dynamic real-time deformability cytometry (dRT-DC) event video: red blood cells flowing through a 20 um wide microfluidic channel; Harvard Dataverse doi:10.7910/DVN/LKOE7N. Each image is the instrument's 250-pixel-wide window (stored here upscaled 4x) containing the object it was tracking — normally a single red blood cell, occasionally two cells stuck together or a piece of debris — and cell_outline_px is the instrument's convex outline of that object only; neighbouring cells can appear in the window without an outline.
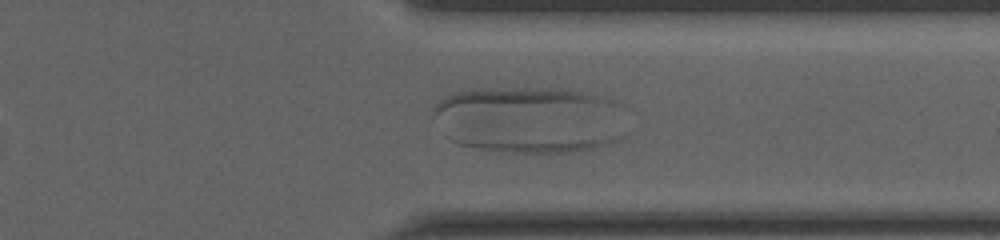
{"species": "human", "species_latin": "Homo sapiens", "temperature_condition": "cold", "stored_images_in_passage": 58, "segment_of_instrument_passage": [2, 2], "camera_frame_rate_fps": 3000, "um_per_image_px": 0.085, "donor": {"sex": "male"}, "frame": {"image": 1, "passage_image": 50, "time_ms": 16.333, "image_size_px": [1000, 240], "cell_outline_px": [[628, 136], [620, 140], [592, 148], [568, 152], [500, 152], [460, 144], [444, 136], [628, 132]], "centroid_in_image_um": [45.86, 12.05], "position_along_channel_um": 365.5, "area_um2": 18.61}}